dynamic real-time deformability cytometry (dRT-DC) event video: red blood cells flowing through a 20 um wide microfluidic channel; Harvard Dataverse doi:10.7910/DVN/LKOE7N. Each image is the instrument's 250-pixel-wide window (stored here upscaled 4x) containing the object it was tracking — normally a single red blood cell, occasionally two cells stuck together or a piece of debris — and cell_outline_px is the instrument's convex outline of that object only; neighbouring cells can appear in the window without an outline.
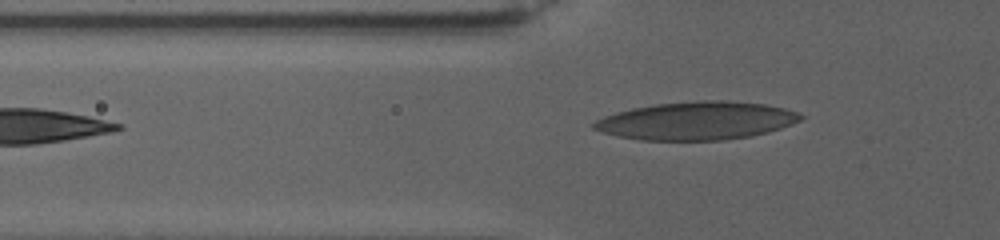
{"species": "human", "species_latin": "Homo sapiens", "temperature_condition": "warm", "stored_images_in_passage": 33, "camera_frame_rate_fps": 3000, "um_per_image_px": 0.085, "donor": {"sex": "female"}, "frame": {"image": 1, "passage_image": 3, "time_ms": 1.333, "image_size_px": [1000, 240], "cell_outline_px": [[804, 116], [800, 120], [792, 124], [768, 132], [752, 136], [724, 140], [640, 140], [600, 132], [592, 128], [592, 124], [596, 120], [604, 116], [616, 112], [632, 108], [656, 104], [696, 100], [724, 100], [764, 104], [784, 108], [796, 112]], "centroid_in_image_um": [59.2, 10.26], "position_along_channel_um": 66.6, "area_um2": 45.89}}
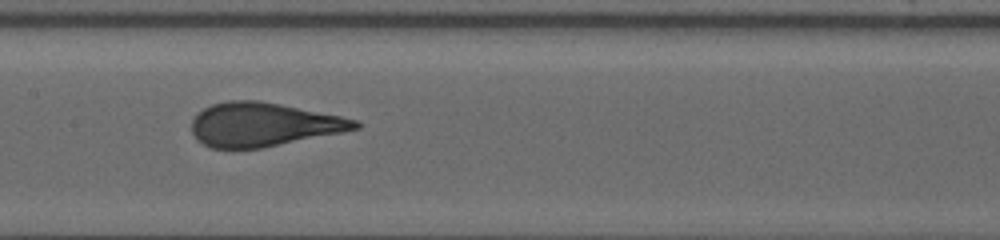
{"frame": {"image": 2, "passage_image": 13, "time_ms": 6.0, "image_size_px": [1000, 240], "cell_outline_px": [[360, 128], [344, 132], [260, 148], [212, 148], [196, 140], [192, 132], [192, 120], [196, 112], [212, 104], [228, 100], [260, 100], [340, 116], [356, 120], [360, 124]], "centroid_in_image_um": [22.34, 10.58], "position_along_channel_um": 185.1, "area_um2": 41.56}}
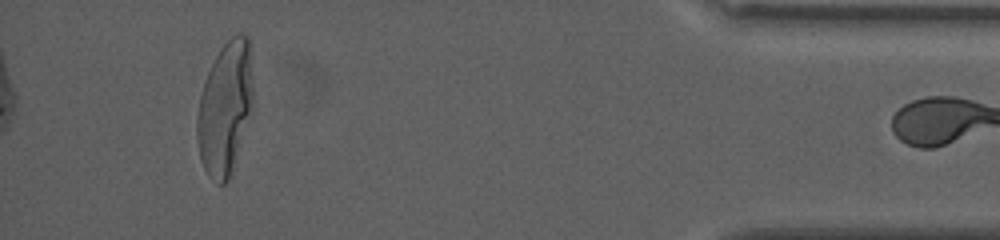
{"frame": {"image": 3, "passage_image": 33, "time_ms": 16.667, "image_size_px": [1000, 240], "cell_outline_px": [[252, 116], [232, 172], [228, 180], [224, 184], [216, 184], [208, 176], [200, 160], [196, 136], [196, 120], [200, 96], [208, 72], [220, 48], [232, 36], [248, 36], [252, 44]], "centroid_in_image_um": [19.16, 9.23], "position_along_channel_um": 416.0, "area_um2": 44.04}, "authors_computed_cell_mechanics": {"area_um2": 41.8472, "velocity_mm_per_s": 2.6543, "shape_relaxation_time_tau1_ms": 9.2009, "shape_relaxation_time_tau2_ms": null, "deformation_change_tau1": 0.3055, "deformation_change_tau2": null}}